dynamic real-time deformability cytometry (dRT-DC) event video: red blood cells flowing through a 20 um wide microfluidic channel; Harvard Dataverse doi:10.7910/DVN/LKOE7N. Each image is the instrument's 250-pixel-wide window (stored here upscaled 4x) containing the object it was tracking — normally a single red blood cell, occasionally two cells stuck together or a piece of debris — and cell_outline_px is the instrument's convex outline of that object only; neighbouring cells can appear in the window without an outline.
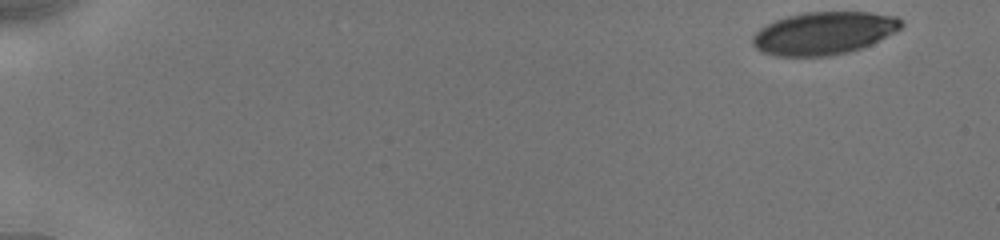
{"species": "human", "species_latin": "Homo sapiens", "temperature_condition": "cold", "stored_images_in_passage": 27, "camera_frame_rate_fps": 3000, "um_per_image_px": 0.085, "donor": {"sex": "male"}, "frame": {"image": 1, "passage_image": 1, "time_ms": 0.0, "image_size_px": [1000, 240], "cell_outline_px": [[904, 24], [900, 28], [860, 48], [848, 52], [828, 56], [776, 56], [760, 52], [752, 44], [752, 36], [760, 28], [776, 20], [788, 16], [804, 12], [868, 12], [896, 16]], "centroid_in_image_um": [69.96, 2.82], "position_along_channel_um": 15.0, "area_um2": 36.59}}
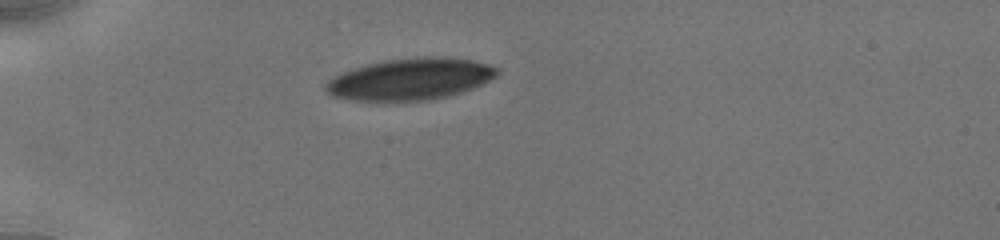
{"frame": {"image": 2, "passage_image": 23, "time_ms": 4.333, "image_size_px": [1000, 240], "cell_outline_px": [[500, 72], [496, 76], [472, 88], [460, 92], [444, 96], [424, 100], [348, 100], [332, 96], [324, 88], [324, 84], [328, 80], [344, 72], [368, 64], [384, 60], [424, 56], [440, 56], [472, 60], [488, 64], [500, 68]], "centroid_in_image_um": [34.88, 6.71], "position_along_channel_um": 50.1, "area_um2": 41.1}}